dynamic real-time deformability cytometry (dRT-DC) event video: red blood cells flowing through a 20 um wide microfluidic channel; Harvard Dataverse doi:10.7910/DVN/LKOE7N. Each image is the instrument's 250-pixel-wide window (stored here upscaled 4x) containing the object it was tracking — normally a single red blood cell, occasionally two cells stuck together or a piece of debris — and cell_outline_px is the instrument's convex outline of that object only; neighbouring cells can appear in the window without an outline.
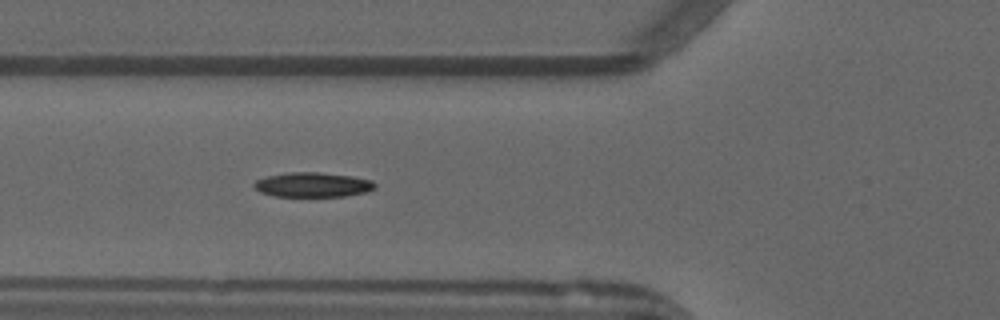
{"species": "common noctule bat (a hibernating species)", "species_latin": "Nyctalus noctula", "temperature_condition": "warm", "stored_images_in_passage": 53, "camera_frame_rate_fps": 3000, "um_per_image_px": 0.085, "animal": {"sex": "male", "forearm_length_mm": 52.5}, "frame": {"image": 1, "passage_image": 20, "time_ms": 6.333, "image_size_px": [1000, 320], "cell_outline_px": [[376, 188], [364, 192], [344, 196], [276, 196], [260, 192], [252, 184], [256, 180], [264, 176], [288, 172], [320, 172], [352, 176], [372, 180], [376, 184]], "centroid_in_image_um": [26.57, 15.69], "position_along_channel_um": 99.2, "area_um2": 17.4}}
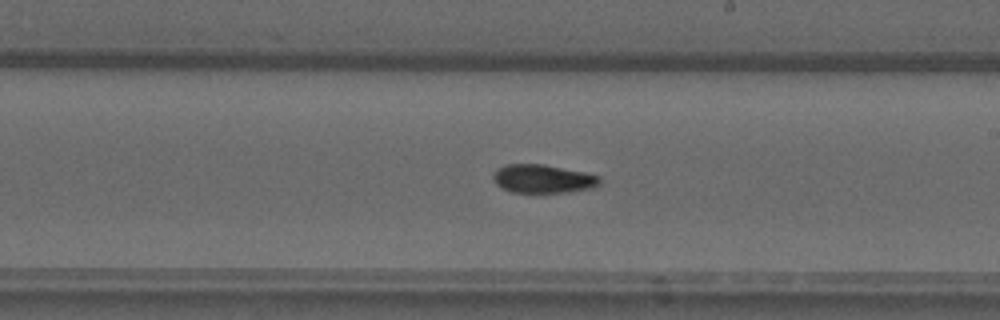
{"frame": {"image": 2, "passage_image": 31, "time_ms": 10.0, "image_size_px": [1000, 320], "cell_outline_px": [[600, 184], [596, 188], [568, 192], [512, 192], [500, 188], [492, 180], [492, 176], [496, 168], [508, 164], [544, 164], [584, 172], [600, 176]], "centroid_in_image_um": [46.14, 15.2], "position_along_channel_um": 242.9, "area_um2": 17.92}}
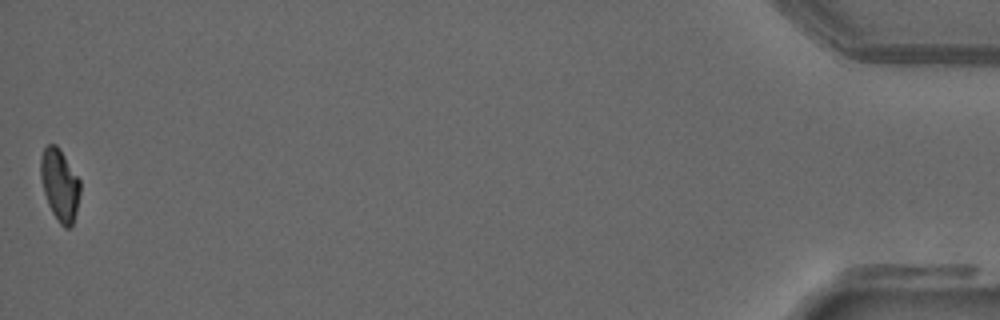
{"frame": {"image": 3, "passage_image": 53, "time_ms": 17.333, "image_size_px": [1000, 320], "cell_outline_px": [[80, 192], [76, 212], [72, 224], [68, 228], [64, 228], [60, 224], [52, 212], [48, 204], [44, 192], [40, 176], [40, 156], [44, 148], [48, 144], [56, 144], [80, 180]], "centroid_in_image_um": [5.06, 15.71], "position_along_channel_um": 430.1, "area_um2": 16.42}, "authors_computed_cell_mechanics": {"area_um2": 16.8776, "velocity_mm_per_s": 3.9292, "shape_relaxation_time_tau1_ms": 7.6229, "shape_relaxation_time_tau2_ms": null, "deformation_change_tau1": 0.215, "deformation_change_tau2": null}}